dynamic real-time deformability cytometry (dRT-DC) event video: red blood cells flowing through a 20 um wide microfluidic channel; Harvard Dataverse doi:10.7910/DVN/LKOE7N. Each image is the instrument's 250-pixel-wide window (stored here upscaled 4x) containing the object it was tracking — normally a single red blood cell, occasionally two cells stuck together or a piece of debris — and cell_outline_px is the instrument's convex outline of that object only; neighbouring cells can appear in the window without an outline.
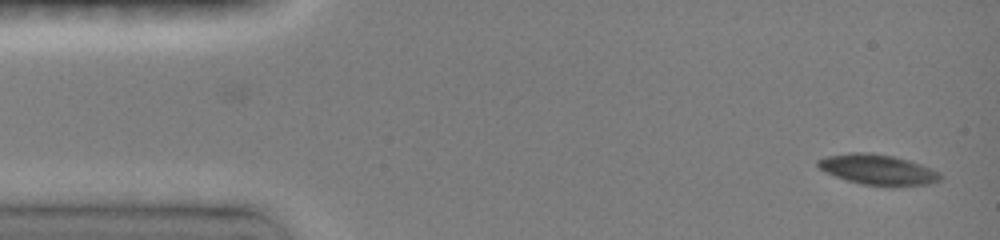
{"species": "common noctule bat (a hibernating species)", "species_latin": "Nyctalus noctula", "temperature_condition": "room temperature", "stored_images_in_passage": 6, "camera_frame_rate_fps": 3000, "um_per_image_px": 0.085, "animal": {"sex": "female", "body_mass_g": 19.0, "forearm_length_mm": 51.5}, "frame": {"image": 1, "passage_image": 1, "time_ms": 0.0, "image_size_px": [1000, 240], "cell_outline_px": [[944, 176], [940, 180], [932, 184], [892, 188], [864, 184], [848, 180], [836, 176], [820, 168], [816, 164], [816, 160], [828, 156], [852, 152], [860, 152], [892, 156], [908, 160], [932, 168], [940, 172]], "centroid_in_image_um": [74.71, 14.45], "position_along_channel_um": 10.3, "area_um2": 21.85}}
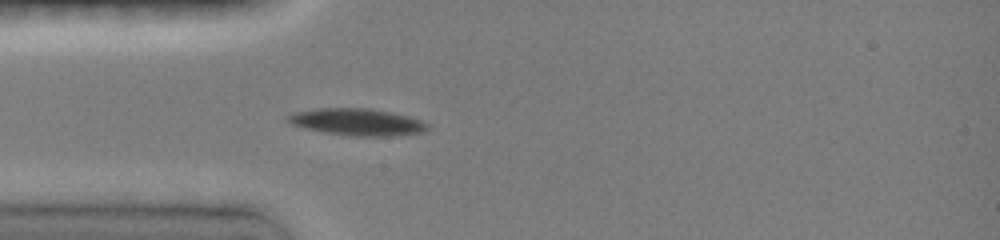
{"frame": {"image": 2, "passage_image": 6, "time_ms": 3.667, "image_size_px": [1000, 240], "cell_outline_px": [[428, 128], [424, 132], [392, 136], [352, 136], [324, 132], [292, 124], [284, 116], [292, 112], [316, 108], [368, 108], [408, 116], [420, 120], [428, 124]], "centroid_in_image_um": [30.34, 10.36], "position_along_channel_um": 54.7, "area_um2": 21.79}}